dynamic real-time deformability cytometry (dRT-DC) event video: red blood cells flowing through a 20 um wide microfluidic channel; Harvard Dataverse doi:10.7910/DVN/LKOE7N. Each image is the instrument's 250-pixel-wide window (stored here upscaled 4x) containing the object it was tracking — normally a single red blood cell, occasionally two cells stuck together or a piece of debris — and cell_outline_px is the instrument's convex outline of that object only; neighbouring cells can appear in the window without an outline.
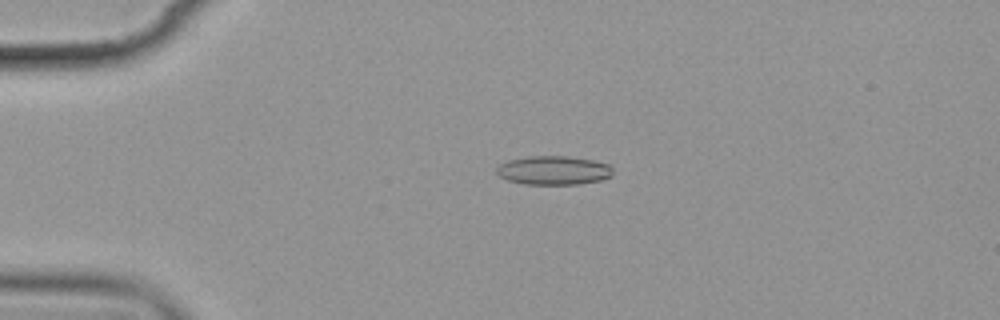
{"species": "common noctule bat (a hibernating species)", "species_latin": "Nyctalus noctula", "temperature_condition": "cold", "stored_images_in_passage": 4, "camera_frame_rate_fps": 3000, "um_per_image_px": 0.085, "animal": {"sex": "female", "body_mass_g": 19.9}, "frame": {"image": 1, "passage_image": 3, "time_ms": 2.333, "image_size_px": [1000, 320], "cell_outline_px": [[612, 176], [600, 180], [580, 184], [524, 184], [508, 180], [500, 176], [496, 172], [496, 168], [500, 164], [508, 160], [528, 156], [568, 156], [592, 160], [608, 164], [612, 168]], "centroid_in_image_um": [47.05, 14.48], "position_along_channel_um": 38.0, "area_um2": 19.54}}